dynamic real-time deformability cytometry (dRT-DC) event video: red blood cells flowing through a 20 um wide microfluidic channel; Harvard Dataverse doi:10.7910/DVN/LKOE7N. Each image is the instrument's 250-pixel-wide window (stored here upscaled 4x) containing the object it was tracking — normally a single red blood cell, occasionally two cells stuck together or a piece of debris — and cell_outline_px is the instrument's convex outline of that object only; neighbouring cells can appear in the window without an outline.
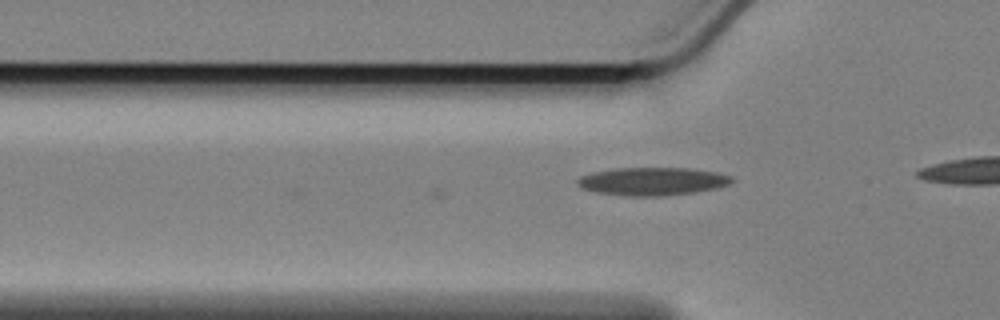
{"species": "Egyptian fruit bat (a non-hibernating species)", "species_latin": "Rousettus aegyptiacus", "temperature_condition": "cold", "stored_images_in_passage": 3, "camera_frame_rate_fps": 3000, "um_per_image_px": 0.085, "animal": {"sex": "female"}, "frame": {"image": 1, "passage_image": 3, "time_ms": 0.667, "image_size_px": [1000, 320], "cell_outline_px": [[736, 180], [728, 184], [716, 188], [692, 192], [660, 196], [632, 196], [596, 192], [580, 188], [576, 184], [576, 180], [580, 176], [592, 172], [616, 168], [688, 168], [716, 172], [732, 176]], "centroid_in_image_um": [55.43, 15.4], "position_along_channel_um": 70.4, "area_um2": 25.14}}